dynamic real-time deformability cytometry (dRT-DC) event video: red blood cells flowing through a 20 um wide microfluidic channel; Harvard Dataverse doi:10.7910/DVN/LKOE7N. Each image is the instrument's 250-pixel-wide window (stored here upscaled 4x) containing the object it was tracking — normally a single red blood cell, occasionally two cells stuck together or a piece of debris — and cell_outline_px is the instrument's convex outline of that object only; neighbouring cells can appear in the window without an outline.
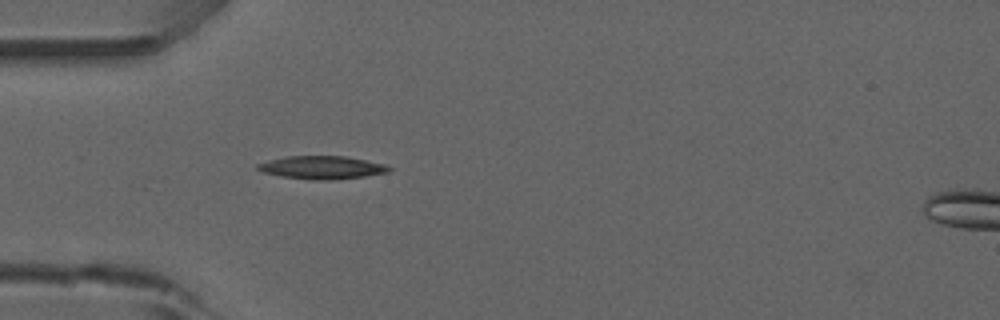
{"species": "common noctule bat (a hibernating species)", "species_latin": "Nyctalus noctula", "temperature_condition": "room temperature", "stored_images_in_passage": 8, "camera_frame_rate_fps": 3000, "um_per_image_px": 0.085, "animal": {"sex": "male", "forearm_length_mm": 52.5}, "frame": {"image": 1, "passage_image": 1, "time_ms": 0.0, "image_size_px": [1000, 320], "cell_outline_px": [[392, 168], [388, 172], [364, 176], [328, 180], [312, 180], [284, 176], [264, 172], [256, 168], [256, 164], [288, 156], [344, 156], [384, 164]], "centroid_in_image_um": [27.38, 14.23], "position_along_channel_um": 57.6, "area_um2": 17.22}}
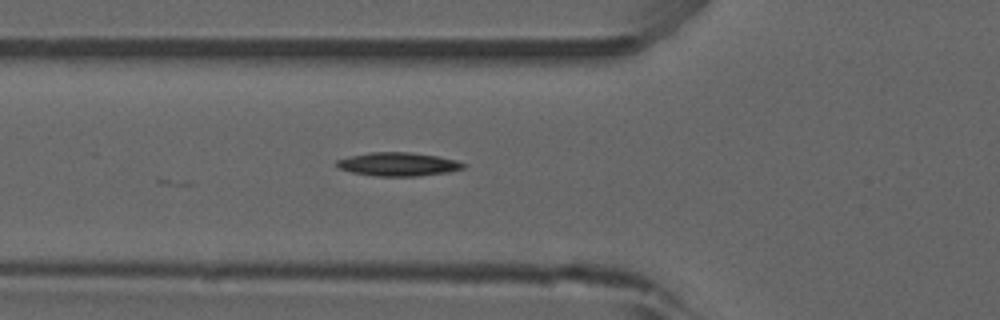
{"frame": {"image": 2, "passage_image": 4, "time_ms": 1.0, "image_size_px": [1000, 320], "cell_outline_px": [[468, 164], [464, 168], [448, 172], [420, 176], [376, 176], [352, 172], [340, 168], [336, 164], [336, 160], [368, 152], [408, 152], [436, 156], [456, 160]], "centroid_in_image_um": [33.88, 13.96], "position_along_channel_um": 91.9, "area_um2": 17.28}}